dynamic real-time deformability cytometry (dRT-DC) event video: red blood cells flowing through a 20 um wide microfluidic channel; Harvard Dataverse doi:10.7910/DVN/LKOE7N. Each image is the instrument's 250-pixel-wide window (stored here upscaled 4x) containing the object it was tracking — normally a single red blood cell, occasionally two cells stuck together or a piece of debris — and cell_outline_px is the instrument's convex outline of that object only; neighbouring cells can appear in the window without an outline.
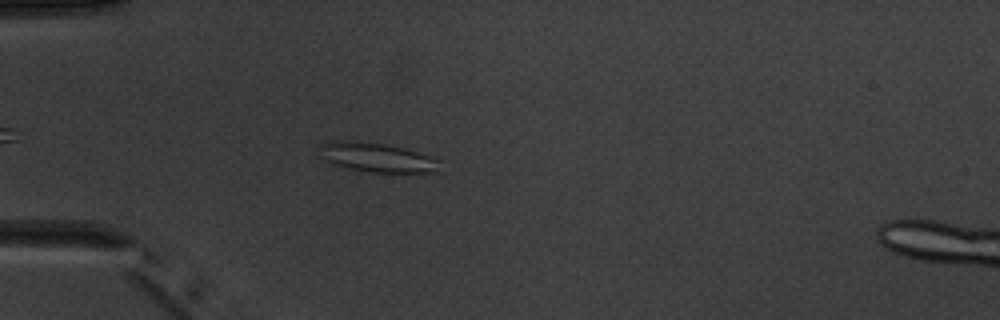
{"species": "common noctule bat (a hibernating species)", "species_latin": "Nyctalus noctula", "temperature_condition": "warm", "stored_images_in_passage": 7, "camera_frame_rate_fps": 3000, "um_per_image_px": 0.085, "animal": {"sex": "male", "body_mass_g": 20.1, "forearm_length_mm": 53.5}, "frame": {"image": 1, "passage_image": 6, "time_ms": 5.667, "image_size_px": [1000, 320], "cell_outline_px": [[444, 172], [372, 172], [348, 168], [332, 164], [320, 156], [316, 148], [332, 140], [356, 140], [384, 144], [404, 148], [444, 160]], "centroid_in_image_um": [32.12, 13.38], "position_along_channel_um": 52.9, "area_um2": 21.15}}